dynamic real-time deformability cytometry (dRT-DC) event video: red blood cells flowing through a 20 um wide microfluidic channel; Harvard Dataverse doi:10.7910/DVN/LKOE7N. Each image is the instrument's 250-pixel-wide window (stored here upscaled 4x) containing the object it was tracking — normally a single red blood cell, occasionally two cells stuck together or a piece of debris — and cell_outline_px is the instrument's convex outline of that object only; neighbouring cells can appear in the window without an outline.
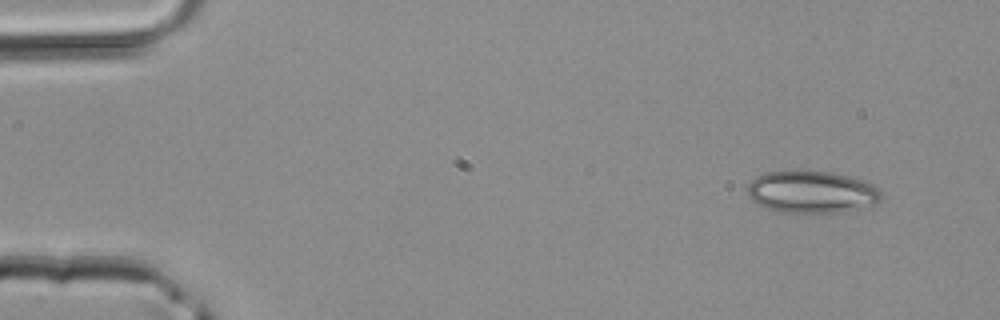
{"species": "common noctule bat (a hibernating species)", "species_latin": "Nyctalus noctula", "temperature_condition": "room temperature", "stored_images_in_passage": 3, "camera_frame_rate_fps": 3000, "um_per_image_px": 0.085, "animal": {"sex": "male", "body_mass_g": 20.4}, "frame": {"image": 1, "passage_image": 1, "time_ms": 0.0, "image_size_px": [1000, 320], "cell_outline_px": [[880, 200], [872, 204], [840, 212], [780, 212], [768, 208], [752, 200], [748, 196], [748, 184], [756, 176], [764, 172], [796, 168], [832, 172], [864, 180], [876, 184], [880, 188]], "centroid_in_image_um": [68.97, 16.26], "position_along_channel_um": 16.0, "area_um2": 33.35}}